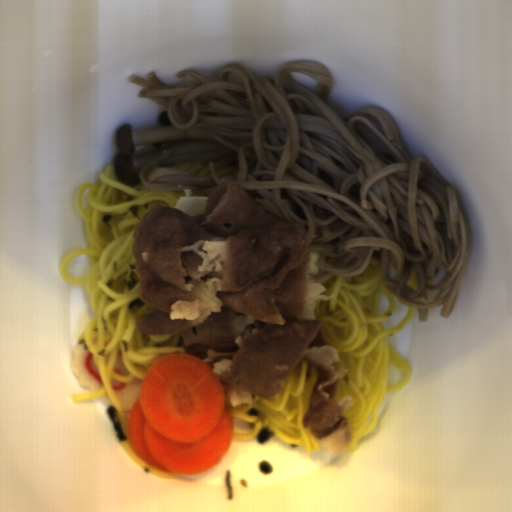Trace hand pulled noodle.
<instances>
[{"label":"hand pulled noodle","instance_id":"1","mask_svg":"<svg viewBox=\"0 0 512 512\" xmlns=\"http://www.w3.org/2000/svg\"><path fill=\"white\" fill-rule=\"evenodd\" d=\"M113 165L104 169L100 183L83 182L76 196V207L85 221L87 247L68 252L61 260L59 272L70 286L84 287L91 310L95 313L78 336V346L88 347L101 380L98 391L72 395L73 404L97 400L107 395L118 415L125 440L119 441L130 460L155 477L174 478L146 464L134 451L127 433V416L116 395L112 381L129 383L141 379L153 362L168 354H184L181 338L175 334H142L138 319L151 308L145 303L130 312L131 302L140 299L138 283L127 290L130 266H135L134 230L140 220L157 203L176 206L184 190H148L141 182L126 185L117 179ZM86 256L91 269L87 277L72 278L67 265L70 259ZM117 346L124 364L131 373L121 377L113 372Z\"/></svg>","mask_w":512,"mask_h":512},{"label":"hand pulled noodle","instance_id":"2","mask_svg":"<svg viewBox=\"0 0 512 512\" xmlns=\"http://www.w3.org/2000/svg\"><path fill=\"white\" fill-rule=\"evenodd\" d=\"M321 284L324 294L332 297L317 299L313 310L330 346L338 352L339 361L333 367L346 368L345 377L338 380L334 399L351 397L346 413L352 439L345 450L353 451L361 439L374 432L378 408L386 394L399 391L412 378V364L392 346L391 336L414 318L417 308L406 306L403 319L394 327H385L384 322L396 311L397 298L383 283L381 247L361 274L353 278L332 276ZM383 296L389 299L390 309L378 315ZM391 364L404 373L402 381L392 386L387 385Z\"/></svg>","mask_w":512,"mask_h":512},{"label":"hand pulled noodle","instance_id":"3","mask_svg":"<svg viewBox=\"0 0 512 512\" xmlns=\"http://www.w3.org/2000/svg\"><path fill=\"white\" fill-rule=\"evenodd\" d=\"M316 374L313 366L302 358L285 377L278 393L269 398L256 397L251 406L231 409L233 419L254 424L247 433H233L231 442L247 443L257 439L258 433L268 427L286 445H298L307 452L324 449L322 440L313 438L311 429L303 426ZM250 407L259 410V416H248L246 411Z\"/></svg>","mask_w":512,"mask_h":512},{"label":"hand pulled noodle","instance_id":"4","mask_svg":"<svg viewBox=\"0 0 512 512\" xmlns=\"http://www.w3.org/2000/svg\"><path fill=\"white\" fill-rule=\"evenodd\" d=\"M212 163L216 171V176H225L232 171L238 169L235 156L222 157L217 159H209L206 162L199 163H181L169 166L171 170H183L192 172L196 175L211 176L208 164Z\"/></svg>","mask_w":512,"mask_h":512}]
</instances>
